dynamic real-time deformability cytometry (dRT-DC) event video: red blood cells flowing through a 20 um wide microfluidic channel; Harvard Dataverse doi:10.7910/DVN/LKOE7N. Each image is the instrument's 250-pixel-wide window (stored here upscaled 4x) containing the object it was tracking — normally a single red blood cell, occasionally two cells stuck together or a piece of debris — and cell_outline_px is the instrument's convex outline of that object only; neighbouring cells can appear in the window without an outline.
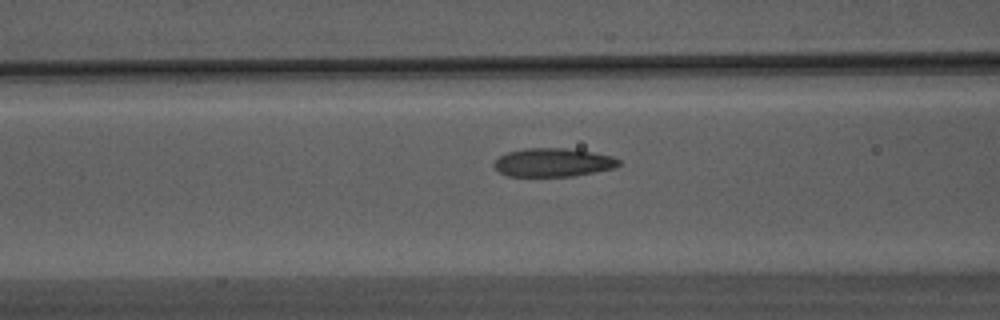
{"species": "Egyptian fruit bat (a non-hibernating species)", "species_latin": "Rousettus aegyptiacus", "temperature_condition": "warm", "stored_images_in_passage": 32, "camera_frame_rate_fps": 3000, "um_per_image_px": 0.085, "animal": {"sex": "male"}, "frame": {"image": 1, "passage_image": 11, "time_ms": 3.333, "image_size_px": [1000, 320], "cell_outline_px": [[620, 164], [616, 168], [572, 176], [508, 176], [500, 172], [492, 164], [500, 156], [508, 152], [528, 148], [564, 148], [592, 152], [612, 156], [620, 160]], "centroid_in_image_um": [47.03, 13.81], "position_along_channel_um": 119.6, "area_um2": 20.58}}
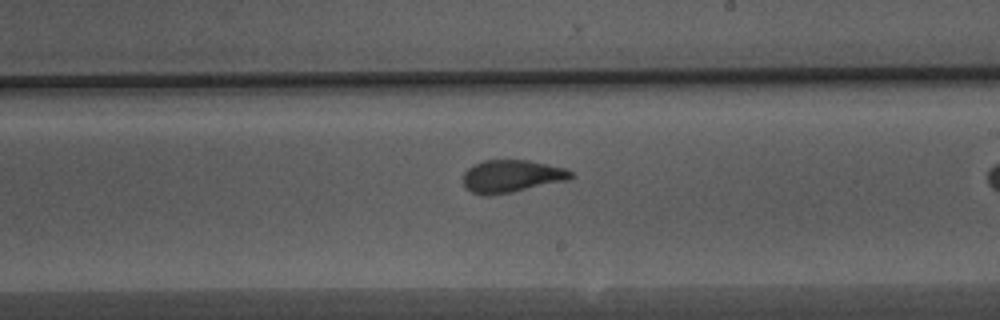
{"frame": {"image": 2, "passage_image": 21, "time_ms": 6.667, "image_size_px": [1000, 320], "cell_outline_px": [[576, 176], [568, 180], [512, 192], [488, 196], [484, 196], [472, 192], [464, 188], [464, 172], [472, 164], [484, 160], [528, 160], [548, 164], [564, 168], [572, 172]], "centroid_in_image_um": [43.47, 14.98], "position_along_channel_um": 245.5, "area_um2": 20.58}}
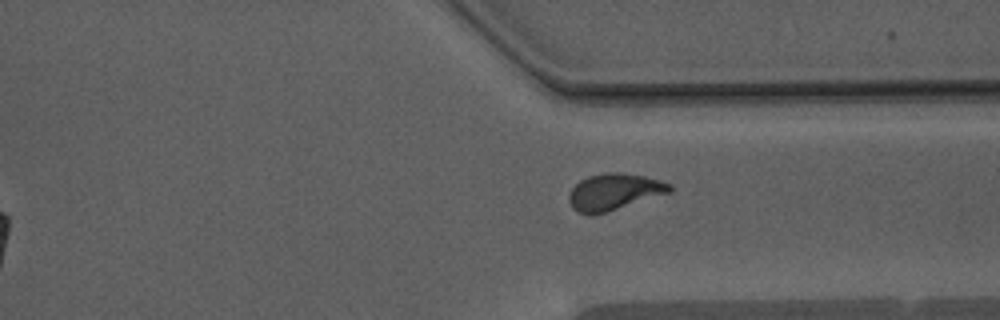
{"frame": {"image": 3, "passage_image": 30, "time_ms": 9.667, "image_size_px": [1000, 320], "cell_outline_px": [[672, 192], [604, 212], [576, 212], [572, 208], [568, 200], [568, 196], [572, 188], [580, 180], [588, 176], [608, 172], [620, 172], [644, 176], [660, 180], [672, 184]], "centroid_in_image_um": [52.22, 16.27], "position_along_channel_um": 359.2, "area_um2": 21.04}}